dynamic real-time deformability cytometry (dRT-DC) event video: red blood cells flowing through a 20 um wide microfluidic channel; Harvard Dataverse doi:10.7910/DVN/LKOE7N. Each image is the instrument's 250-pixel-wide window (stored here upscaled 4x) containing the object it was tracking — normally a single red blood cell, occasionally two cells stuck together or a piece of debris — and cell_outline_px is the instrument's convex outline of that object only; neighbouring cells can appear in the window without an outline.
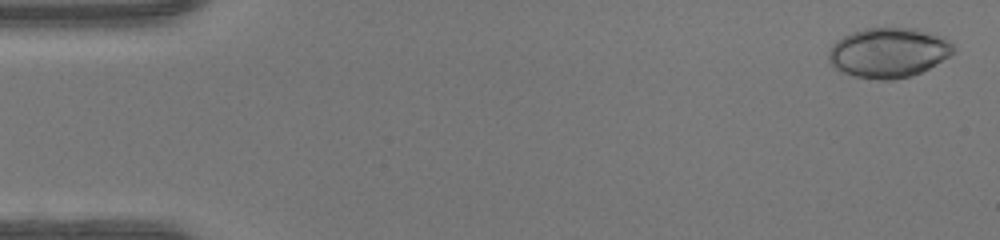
{"species": "human", "species_latin": "Homo sapiens", "temperature_condition": "warm", "stored_images_in_passage": 49, "camera_frame_rate_fps": 3000, "um_per_image_px": 0.085, "donor": {"sex": "female"}, "frame": {"image": 1, "passage_image": 2, "time_ms": 0.333, "image_size_px": [1000, 240], "cell_outline_px": [[956, 52], [936, 64], [912, 76], [892, 80], [880, 80], [852, 76], [840, 72], [828, 60], [828, 52], [832, 44], [836, 40], [852, 32], [864, 28], [916, 28], [944, 36], [956, 48]], "centroid_in_image_um": [75.53, 4.47], "position_along_channel_um": 9.5, "area_um2": 36.65}}
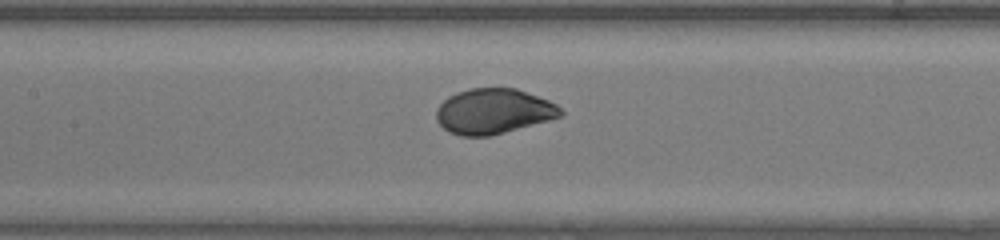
{"frame": {"image": 2, "passage_image": 23, "time_ms": 7.333, "image_size_px": [1000, 240], "cell_outline_px": [[564, 112], [560, 116], [552, 120], [488, 136], [460, 136], [448, 132], [436, 120], [436, 108], [448, 96], [456, 92], [468, 88], [516, 88], [548, 100], [556, 104]], "centroid_in_image_um": [41.93, 9.46], "position_along_channel_um": 165.5, "area_um2": 32.89}}
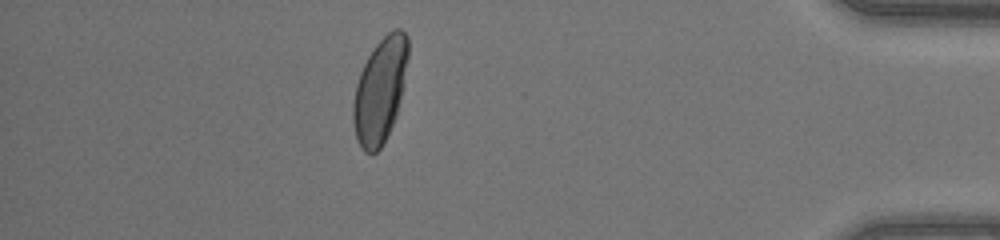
{"frame": {"image": 3, "passage_image": 43, "time_ms": 14.0, "image_size_px": [1000, 240], "cell_outline_px": [[408, 56], [404, 84], [396, 116], [380, 148], [376, 152], [364, 152], [356, 140], [352, 120], [352, 104], [356, 84], [360, 72], [368, 56], [376, 44], [392, 28], [400, 28], [408, 36]], "centroid_in_image_um": [32.29, 7.66], "position_along_channel_um": 402.9, "area_um2": 33.58}, "authors_computed_cell_mechanics": {"area_um2": 33.1194, "velocity_mm_per_s": 4.2773, "shape_relaxation_time_tau1_ms": 2.448, "shape_relaxation_time_tau2_ms": null, "deformation_change_tau1": 0.1772, "deformation_change_tau2": null}}